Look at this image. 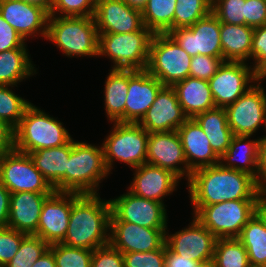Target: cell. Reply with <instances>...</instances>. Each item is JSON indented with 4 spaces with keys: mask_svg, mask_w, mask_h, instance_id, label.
<instances>
[{
    "mask_svg": "<svg viewBox=\"0 0 266 267\" xmlns=\"http://www.w3.org/2000/svg\"><path fill=\"white\" fill-rule=\"evenodd\" d=\"M186 184L192 206H206L228 200L260 199L264 195L254 176L224 168L220 163L193 171Z\"/></svg>",
    "mask_w": 266,
    "mask_h": 267,
    "instance_id": "6da1fadb",
    "label": "cell"
},
{
    "mask_svg": "<svg viewBox=\"0 0 266 267\" xmlns=\"http://www.w3.org/2000/svg\"><path fill=\"white\" fill-rule=\"evenodd\" d=\"M111 204L99 194L71 192L69 224L62 244L95 250L110 243Z\"/></svg>",
    "mask_w": 266,
    "mask_h": 267,
    "instance_id": "7a4b0ae2",
    "label": "cell"
},
{
    "mask_svg": "<svg viewBox=\"0 0 266 267\" xmlns=\"http://www.w3.org/2000/svg\"><path fill=\"white\" fill-rule=\"evenodd\" d=\"M46 40L70 58L98 56L99 33L94 17L49 16Z\"/></svg>",
    "mask_w": 266,
    "mask_h": 267,
    "instance_id": "3957f363",
    "label": "cell"
},
{
    "mask_svg": "<svg viewBox=\"0 0 266 267\" xmlns=\"http://www.w3.org/2000/svg\"><path fill=\"white\" fill-rule=\"evenodd\" d=\"M72 139L63 122L30 104L15 128V149L31 153L39 149L60 147Z\"/></svg>",
    "mask_w": 266,
    "mask_h": 267,
    "instance_id": "277c9868",
    "label": "cell"
},
{
    "mask_svg": "<svg viewBox=\"0 0 266 267\" xmlns=\"http://www.w3.org/2000/svg\"><path fill=\"white\" fill-rule=\"evenodd\" d=\"M110 175L102 144L96 146L72 138V149L66 170V192L99 194V184Z\"/></svg>",
    "mask_w": 266,
    "mask_h": 267,
    "instance_id": "5b68a950",
    "label": "cell"
},
{
    "mask_svg": "<svg viewBox=\"0 0 266 267\" xmlns=\"http://www.w3.org/2000/svg\"><path fill=\"white\" fill-rule=\"evenodd\" d=\"M153 35L145 26L129 33H99L98 57L110 58L112 69L146 70Z\"/></svg>",
    "mask_w": 266,
    "mask_h": 267,
    "instance_id": "8992f818",
    "label": "cell"
},
{
    "mask_svg": "<svg viewBox=\"0 0 266 267\" xmlns=\"http://www.w3.org/2000/svg\"><path fill=\"white\" fill-rule=\"evenodd\" d=\"M259 199L228 200L193 206L192 214L217 238H237L254 216Z\"/></svg>",
    "mask_w": 266,
    "mask_h": 267,
    "instance_id": "52a82bcc",
    "label": "cell"
},
{
    "mask_svg": "<svg viewBox=\"0 0 266 267\" xmlns=\"http://www.w3.org/2000/svg\"><path fill=\"white\" fill-rule=\"evenodd\" d=\"M149 133L138 123L113 122V127L102 143L104 159L110 174L114 161L134 169L146 163Z\"/></svg>",
    "mask_w": 266,
    "mask_h": 267,
    "instance_id": "ba28073f",
    "label": "cell"
},
{
    "mask_svg": "<svg viewBox=\"0 0 266 267\" xmlns=\"http://www.w3.org/2000/svg\"><path fill=\"white\" fill-rule=\"evenodd\" d=\"M190 56L168 33L153 35L146 71L164 86L172 87L189 77Z\"/></svg>",
    "mask_w": 266,
    "mask_h": 267,
    "instance_id": "9c48e42d",
    "label": "cell"
},
{
    "mask_svg": "<svg viewBox=\"0 0 266 267\" xmlns=\"http://www.w3.org/2000/svg\"><path fill=\"white\" fill-rule=\"evenodd\" d=\"M0 182L12 194L53 193L55 190L36 168L29 154L16 149L0 157Z\"/></svg>",
    "mask_w": 266,
    "mask_h": 267,
    "instance_id": "30bf717a",
    "label": "cell"
},
{
    "mask_svg": "<svg viewBox=\"0 0 266 267\" xmlns=\"http://www.w3.org/2000/svg\"><path fill=\"white\" fill-rule=\"evenodd\" d=\"M109 201L110 221H125L151 229L168 228V215L163 203L137 196L129 190Z\"/></svg>",
    "mask_w": 266,
    "mask_h": 267,
    "instance_id": "8fae6325",
    "label": "cell"
},
{
    "mask_svg": "<svg viewBox=\"0 0 266 267\" xmlns=\"http://www.w3.org/2000/svg\"><path fill=\"white\" fill-rule=\"evenodd\" d=\"M234 135L253 136L266 119V92L262 84L250 87L234 103L225 107Z\"/></svg>",
    "mask_w": 266,
    "mask_h": 267,
    "instance_id": "7c38bea8",
    "label": "cell"
},
{
    "mask_svg": "<svg viewBox=\"0 0 266 267\" xmlns=\"http://www.w3.org/2000/svg\"><path fill=\"white\" fill-rule=\"evenodd\" d=\"M168 34L190 56L206 55L223 58L220 40V21L211 12L192 26L170 30Z\"/></svg>",
    "mask_w": 266,
    "mask_h": 267,
    "instance_id": "4fadbf2b",
    "label": "cell"
},
{
    "mask_svg": "<svg viewBox=\"0 0 266 267\" xmlns=\"http://www.w3.org/2000/svg\"><path fill=\"white\" fill-rule=\"evenodd\" d=\"M208 83L215 106L225 108L254 85V69L246 62L225 61Z\"/></svg>",
    "mask_w": 266,
    "mask_h": 267,
    "instance_id": "5bb4252c",
    "label": "cell"
},
{
    "mask_svg": "<svg viewBox=\"0 0 266 267\" xmlns=\"http://www.w3.org/2000/svg\"><path fill=\"white\" fill-rule=\"evenodd\" d=\"M217 238L195 217L180 231L169 235L166 245L176 254L199 264L212 261Z\"/></svg>",
    "mask_w": 266,
    "mask_h": 267,
    "instance_id": "9a60e30c",
    "label": "cell"
},
{
    "mask_svg": "<svg viewBox=\"0 0 266 267\" xmlns=\"http://www.w3.org/2000/svg\"><path fill=\"white\" fill-rule=\"evenodd\" d=\"M146 163L167 169L180 180L188 181L187 161L177 131L149 133Z\"/></svg>",
    "mask_w": 266,
    "mask_h": 267,
    "instance_id": "2e32d148",
    "label": "cell"
},
{
    "mask_svg": "<svg viewBox=\"0 0 266 267\" xmlns=\"http://www.w3.org/2000/svg\"><path fill=\"white\" fill-rule=\"evenodd\" d=\"M167 229H151L125 221H110V244L122 254L160 249Z\"/></svg>",
    "mask_w": 266,
    "mask_h": 267,
    "instance_id": "e0dca14e",
    "label": "cell"
},
{
    "mask_svg": "<svg viewBox=\"0 0 266 267\" xmlns=\"http://www.w3.org/2000/svg\"><path fill=\"white\" fill-rule=\"evenodd\" d=\"M187 119L175 90L164 86L138 124L148 133L167 132L176 131Z\"/></svg>",
    "mask_w": 266,
    "mask_h": 267,
    "instance_id": "ac0fdd59",
    "label": "cell"
},
{
    "mask_svg": "<svg viewBox=\"0 0 266 267\" xmlns=\"http://www.w3.org/2000/svg\"><path fill=\"white\" fill-rule=\"evenodd\" d=\"M94 19L98 33H129L144 27L142 11L124 0H96Z\"/></svg>",
    "mask_w": 266,
    "mask_h": 267,
    "instance_id": "d6986e66",
    "label": "cell"
},
{
    "mask_svg": "<svg viewBox=\"0 0 266 267\" xmlns=\"http://www.w3.org/2000/svg\"><path fill=\"white\" fill-rule=\"evenodd\" d=\"M71 212V192L54 191L43 204L37 232L49 245L61 243L66 235Z\"/></svg>",
    "mask_w": 266,
    "mask_h": 267,
    "instance_id": "ffe728a7",
    "label": "cell"
},
{
    "mask_svg": "<svg viewBox=\"0 0 266 267\" xmlns=\"http://www.w3.org/2000/svg\"><path fill=\"white\" fill-rule=\"evenodd\" d=\"M0 14L27 41L29 37H47L49 14L21 0H0Z\"/></svg>",
    "mask_w": 266,
    "mask_h": 267,
    "instance_id": "44dd1931",
    "label": "cell"
},
{
    "mask_svg": "<svg viewBox=\"0 0 266 267\" xmlns=\"http://www.w3.org/2000/svg\"><path fill=\"white\" fill-rule=\"evenodd\" d=\"M164 85L146 70L128 69L125 122L138 123Z\"/></svg>",
    "mask_w": 266,
    "mask_h": 267,
    "instance_id": "7402d4cb",
    "label": "cell"
},
{
    "mask_svg": "<svg viewBox=\"0 0 266 267\" xmlns=\"http://www.w3.org/2000/svg\"><path fill=\"white\" fill-rule=\"evenodd\" d=\"M134 177L128 190L133 194L160 203L179 185V178L171 171L148 163L134 168Z\"/></svg>",
    "mask_w": 266,
    "mask_h": 267,
    "instance_id": "603a6c76",
    "label": "cell"
},
{
    "mask_svg": "<svg viewBox=\"0 0 266 267\" xmlns=\"http://www.w3.org/2000/svg\"><path fill=\"white\" fill-rule=\"evenodd\" d=\"M176 131L187 161L188 181L193 171L220 163V157L212 149L207 135L193 118H188Z\"/></svg>",
    "mask_w": 266,
    "mask_h": 267,
    "instance_id": "cb8c5ba5",
    "label": "cell"
},
{
    "mask_svg": "<svg viewBox=\"0 0 266 267\" xmlns=\"http://www.w3.org/2000/svg\"><path fill=\"white\" fill-rule=\"evenodd\" d=\"M52 193L17 192L10 196L7 227L35 234L45 199Z\"/></svg>",
    "mask_w": 266,
    "mask_h": 267,
    "instance_id": "d4e9b609",
    "label": "cell"
},
{
    "mask_svg": "<svg viewBox=\"0 0 266 267\" xmlns=\"http://www.w3.org/2000/svg\"><path fill=\"white\" fill-rule=\"evenodd\" d=\"M71 149L72 139L60 147L29 153L36 168L57 192H66V170Z\"/></svg>",
    "mask_w": 266,
    "mask_h": 267,
    "instance_id": "484cf974",
    "label": "cell"
},
{
    "mask_svg": "<svg viewBox=\"0 0 266 267\" xmlns=\"http://www.w3.org/2000/svg\"><path fill=\"white\" fill-rule=\"evenodd\" d=\"M188 118H193L199 113L215 108L214 99L206 80L187 77L172 86Z\"/></svg>",
    "mask_w": 266,
    "mask_h": 267,
    "instance_id": "4316f807",
    "label": "cell"
},
{
    "mask_svg": "<svg viewBox=\"0 0 266 267\" xmlns=\"http://www.w3.org/2000/svg\"><path fill=\"white\" fill-rule=\"evenodd\" d=\"M249 138L252 136L234 135L227 151L220 157V164L224 168L246 172L257 180L259 138Z\"/></svg>",
    "mask_w": 266,
    "mask_h": 267,
    "instance_id": "83f0119b",
    "label": "cell"
},
{
    "mask_svg": "<svg viewBox=\"0 0 266 267\" xmlns=\"http://www.w3.org/2000/svg\"><path fill=\"white\" fill-rule=\"evenodd\" d=\"M254 28L220 22V40L225 61L246 62L251 59Z\"/></svg>",
    "mask_w": 266,
    "mask_h": 267,
    "instance_id": "f1b7e54d",
    "label": "cell"
},
{
    "mask_svg": "<svg viewBox=\"0 0 266 267\" xmlns=\"http://www.w3.org/2000/svg\"><path fill=\"white\" fill-rule=\"evenodd\" d=\"M193 119L207 135L214 152L221 157L227 151L234 136L228 125L225 108L215 107L197 114Z\"/></svg>",
    "mask_w": 266,
    "mask_h": 267,
    "instance_id": "f546056e",
    "label": "cell"
},
{
    "mask_svg": "<svg viewBox=\"0 0 266 267\" xmlns=\"http://www.w3.org/2000/svg\"><path fill=\"white\" fill-rule=\"evenodd\" d=\"M104 86L105 113L109 122H125L128 69H110Z\"/></svg>",
    "mask_w": 266,
    "mask_h": 267,
    "instance_id": "4dcf8cb0",
    "label": "cell"
},
{
    "mask_svg": "<svg viewBox=\"0 0 266 267\" xmlns=\"http://www.w3.org/2000/svg\"><path fill=\"white\" fill-rule=\"evenodd\" d=\"M32 64L27 44L0 52V85L16 86L19 82L37 74Z\"/></svg>",
    "mask_w": 266,
    "mask_h": 267,
    "instance_id": "1f68e13d",
    "label": "cell"
},
{
    "mask_svg": "<svg viewBox=\"0 0 266 267\" xmlns=\"http://www.w3.org/2000/svg\"><path fill=\"white\" fill-rule=\"evenodd\" d=\"M237 238L247 250L250 266H266V228L255 214Z\"/></svg>",
    "mask_w": 266,
    "mask_h": 267,
    "instance_id": "d6a6232c",
    "label": "cell"
},
{
    "mask_svg": "<svg viewBox=\"0 0 266 267\" xmlns=\"http://www.w3.org/2000/svg\"><path fill=\"white\" fill-rule=\"evenodd\" d=\"M177 0H148L142 9L144 26L154 34L174 30V13Z\"/></svg>",
    "mask_w": 266,
    "mask_h": 267,
    "instance_id": "836d02e7",
    "label": "cell"
},
{
    "mask_svg": "<svg viewBox=\"0 0 266 267\" xmlns=\"http://www.w3.org/2000/svg\"><path fill=\"white\" fill-rule=\"evenodd\" d=\"M212 262L214 267H250L247 250L238 238L217 239Z\"/></svg>",
    "mask_w": 266,
    "mask_h": 267,
    "instance_id": "e575fe53",
    "label": "cell"
},
{
    "mask_svg": "<svg viewBox=\"0 0 266 267\" xmlns=\"http://www.w3.org/2000/svg\"><path fill=\"white\" fill-rule=\"evenodd\" d=\"M14 87L15 86L0 85V120L6 121L15 129L19 125L26 108L31 102L18 96L12 90Z\"/></svg>",
    "mask_w": 266,
    "mask_h": 267,
    "instance_id": "d590c367",
    "label": "cell"
},
{
    "mask_svg": "<svg viewBox=\"0 0 266 267\" xmlns=\"http://www.w3.org/2000/svg\"><path fill=\"white\" fill-rule=\"evenodd\" d=\"M212 12V0H177L174 29L192 26Z\"/></svg>",
    "mask_w": 266,
    "mask_h": 267,
    "instance_id": "8d00e7d4",
    "label": "cell"
},
{
    "mask_svg": "<svg viewBox=\"0 0 266 267\" xmlns=\"http://www.w3.org/2000/svg\"><path fill=\"white\" fill-rule=\"evenodd\" d=\"M41 237L27 234L11 261L4 267H31L49 249Z\"/></svg>",
    "mask_w": 266,
    "mask_h": 267,
    "instance_id": "74e56055",
    "label": "cell"
},
{
    "mask_svg": "<svg viewBox=\"0 0 266 267\" xmlns=\"http://www.w3.org/2000/svg\"><path fill=\"white\" fill-rule=\"evenodd\" d=\"M52 251L56 267H91L93 250L69 247L62 243L49 246Z\"/></svg>",
    "mask_w": 266,
    "mask_h": 267,
    "instance_id": "f35d334b",
    "label": "cell"
},
{
    "mask_svg": "<svg viewBox=\"0 0 266 267\" xmlns=\"http://www.w3.org/2000/svg\"><path fill=\"white\" fill-rule=\"evenodd\" d=\"M212 13L220 22L245 25V0H212Z\"/></svg>",
    "mask_w": 266,
    "mask_h": 267,
    "instance_id": "ab89813d",
    "label": "cell"
},
{
    "mask_svg": "<svg viewBox=\"0 0 266 267\" xmlns=\"http://www.w3.org/2000/svg\"><path fill=\"white\" fill-rule=\"evenodd\" d=\"M96 0H54L49 16L94 17Z\"/></svg>",
    "mask_w": 266,
    "mask_h": 267,
    "instance_id": "60d3db41",
    "label": "cell"
},
{
    "mask_svg": "<svg viewBox=\"0 0 266 267\" xmlns=\"http://www.w3.org/2000/svg\"><path fill=\"white\" fill-rule=\"evenodd\" d=\"M124 267H165V244L156 250L123 253Z\"/></svg>",
    "mask_w": 266,
    "mask_h": 267,
    "instance_id": "b9f144b4",
    "label": "cell"
},
{
    "mask_svg": "<svg viewBox=\"0 0 266 267\" xmlns=\"http://www.w3.org/2000/svg\"><path fill=\"white\" fill-rule=\"evenodd\" d=\"M26 235L9 227H0V267L12 260Z\"/></svg>",
    "mask_w": 266,
    "mask_h": 267,
    "instance_id": "7bdbcfd3",
    "label": "cell"
},
{
    "mask_svg": "<svg viewBox=\"0 0 266 267\" xmlns=\"http://www.w3.org/2000/svg\"><path fill=\"white\" fill-rule=\"evenodd\" d=\"M225 62L223 58L206 55L192 56L189 76L208 81Z\"/></svg>",
    "mask_w": 266,
    "mask_h": 267,
    "instance_id": "ee69618b",
    "label": "cell"
},
{
    "mask_svg": "<svg viewBox=\"0 0 266 267\" xmlns=\"http://www.w3.org/2000/svg\"><path fill=\"white\" fill-rule=\"evenodd\" d=\"M91 267H124L123 254L110 243L92 253Z\"/></svg>",
    "mask_w": 266,
    "mask_h": 267,
    "instance_id": "f6af8a7d",
    "label": "cell"
},
{
    "mask_svg": "<svg viewBox=\"0 0 266 267\" xmlns=\"http://www.w3.org/2000/svg\"><path fill=\"white\" fill-rule=\"evenodd\" d=\"M245 25H266V0H245Z\"/></svg>",
    "mask_w": 266,
    "mask_h": 267,
    "instance_id": "bcb514c9",
    "label": "cell"
},
{
    "mask_svg": "<svg viewBox=\"0 0 266 267\" xmlns=\"http://www.w3.org/2000/svg\"><path fill=\"white\" fill-rule=\"evenodd\" d=\"M27 42L0 14V52L21 48Z\"/></svg>",
    "mask_w": 266,
    "mask_h": 267,
    "instance_id": "7dc6e473",
    "label": "cell"
},
{
    "mask_svg": "<svg viewBox=\"0 0 266 267\" xmlns=\"http://www.w3.org/2000/svg\"><path fill=\"white\" fill-rule=\"evenodd\" d=\"M251 58L254 70L266 59V25L254 28Z\"/></svg>",
    "mask_w": 266,
    "mask_h": 267,
    "instance_id": "c3c4849f",
    "label": "cell"
},
{
    "mask_svg": "<svg viewBox=\"0 0 266 267\" xmlns=\"http://www.w3.org/2000/svg\"><path fill=\"white\" fill-rule=\"evenodd\" d=\"M15 149V129L6 121L0 120V157Z\"/></svg>",
    "mask_w": 266,
    "mask_h": 267,
    "instance_id": "681fc988",
    "label": "cell"
},
{
    "mask_svg": "<svg viewBox=\"0 0 266 267\" xmlns=\"http://www.w3.org/2000/svg\"><path fill=\"white\" fill-rule=\"evenodd\" d=\"M257 183L266 194V141H259Z\"/></svg>",
    "mask_w": 266,
    "mask_h": 267,
    "instance_id": "f907efd6",
    "label": "cell"
},
{
    "mask_svg": "<svg viewBox=\"0 0 266 267\" xmlns=\"http://www.w3.org/2000/svg\"><path fill=\"white\" fill-rule=\"evenodd\" d=\"M199 263L174 253L165 243V267H196Z\"/></svg>",
    "mask_w": 266,
    "mask_h": 267,
    "instance_id": "816d5d0a",
    "label": "cell"
},
{
    "mask_svg": "<svg viewBox=\"0 0 266 267\" xmlns=\"http://www.w3.org/2000/svg\"><path fill=\"white\" fill-rule=\"evenodd\" d=\"M11 193L0 182V227H7Z\"/></svg>",
    "mask_w": 266,
    "mask_h": 267,
    "instance_id": "f5cc1de1",
    "label": "cell"
},
{
    "mask_svg": "<svg viewBox=\"0 0 266 267\" xmlns=\"http://www.w3.org/2000/svg\"><path fill=\"white\" fill-rule=\"evenodd\" d=\"M31 267H56L54 255L50 249L31 266Z\"/></svg>",
    "mask_w": 266,
    "mask_h": 267,
    "instance_id": "db71d44e",
    "label": "cell"
},
{
    "mask_svg": "<svg viewBox=\"0 0 266 267\" xmlns=\"http://www.w3.org/2000/svg\"><path fill=\"white\" fill-rule=\"evenodd\" d=\"M255 215L261 220L263 226L266 228V194L259 199L255 208Z\"/></svg>",
    "mask_w": 266,
    "mask_h": 267,
    "instance_id": "11a10c76",
    "label": "cell"
},
{
    "mask_svg": "<svg viewBox=\"0 0 266 267\" xmlns=\"http://www.w3.org/2000/svg\"><path fill=\"white\" fill-rule=\"evenodd\" d=\"M27 4H32L43 8L48 14L51 12L52 6L54 4V0H21Z\"/></svg>",
    "mask_w": 266,
    "mask_h": 267,
    "instance_id": "9f6ffc18",
    "label": "cell"
},
{
    "mask_svg": "<svg viewBox=\"0 0 266 267\" xmlns=\"http://www.w3.org/2000/svg\"><path fill=\"white\" fill-rule=\"evenodd\" d=\"M266 79V59L254 70V80L261 85L262 80Z\"/></svg>",
    "mask_w": 266,
    "mask_h": 267,
    "instance_id": "6f0895ef",
    "label": "cell"
},
{
    "mask_svg": "<svg viewBox=\"0 0 266 267\" xmlns=\"http://www.w3.org/2000/svg\"><path fill=\"white\" fill-rule=\"evenodd\" d=\"M130 7L142 9L146 6L148 0H124Z\"/></svg>",
    "mask_w": 266,
    "mask_h": 267,
    "instance_id": "680465c9",
    "label": "cell"
},
{
    "mask_svg": "<svg viewBox=\"0 0 266 267\" xmlns=\"http://www.w3.org/2000/svg\"><path fill=\"white\" fill-rule=\"evenodd\" d=\"M196 267H214V264H213L212 261H208V262H205V263H200Z\"/></svg>",
    "mask_w": 266,
    "mask_h": 267,
    "instance_id": "91938a15",
    "label": "cell"
},
{
    "mask_svg": "<svg viewBox=\"0 0 266 267\" xmlns=\"http://www.w3.org/2000/svg\"><path fill=\"white\" fill-rule=\"evenodd\" d=\"M264 127H265L264 129L266 131V119H265ZM259 141H266V136L264 135L261 138L259 137Z\"/></svg>",
    "mask_w": 266,
    "mask_h": 267,
    "instance_id": "94428289",
    "label": "cell"
},
{
    "mask_svg": "<svg viewBox=\"0 0 266 267\" xmlns=\"http://www.w3.org/2000/svg\"><path fill=\"white\" fill-rule=\"evenodd\" d=\"M250 267H266V266H250Z\"/></svg>",
    "mask_w": 266,
    "mask_h": 267,
    "instance_id": "6125c7cd",
    "label": "cell"
}]
</instances>
